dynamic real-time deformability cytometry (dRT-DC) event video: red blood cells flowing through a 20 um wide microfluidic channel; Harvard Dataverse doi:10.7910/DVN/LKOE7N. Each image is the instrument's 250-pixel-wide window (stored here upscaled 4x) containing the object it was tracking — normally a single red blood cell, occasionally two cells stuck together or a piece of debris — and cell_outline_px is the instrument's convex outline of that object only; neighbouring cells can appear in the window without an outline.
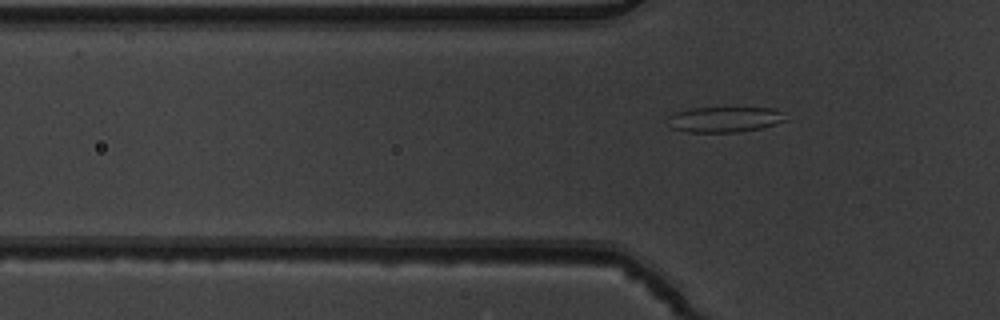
{"species": "common noctule bat (a hibernating species)", "species_latin": "Nyctalus noctula", "temperature_condition": "warm", "stored_images_in_passage": 7, "camera_frame_rate_fps": 3000, "um_per_image_px": 0.085, "animal": {"sex": "male", "body_mass_g": 19.5, "forearm_length_mm": 54.6}, "frame": {"image": 1, "passage_image": 7, "time_ms": 2.0, "image_size_px": [1000, 320], "cell_outline_px": [[788, 120], [760, 128], [736, 132], [688, 132], [672, 128], [668, 116], [672, 112], [692, 108], [772, 108], [784, 112]], "centroid_in_image_um": [61.61, 10.14], "position_along_channel_um": 64.2, "area_um2": 17.46}}